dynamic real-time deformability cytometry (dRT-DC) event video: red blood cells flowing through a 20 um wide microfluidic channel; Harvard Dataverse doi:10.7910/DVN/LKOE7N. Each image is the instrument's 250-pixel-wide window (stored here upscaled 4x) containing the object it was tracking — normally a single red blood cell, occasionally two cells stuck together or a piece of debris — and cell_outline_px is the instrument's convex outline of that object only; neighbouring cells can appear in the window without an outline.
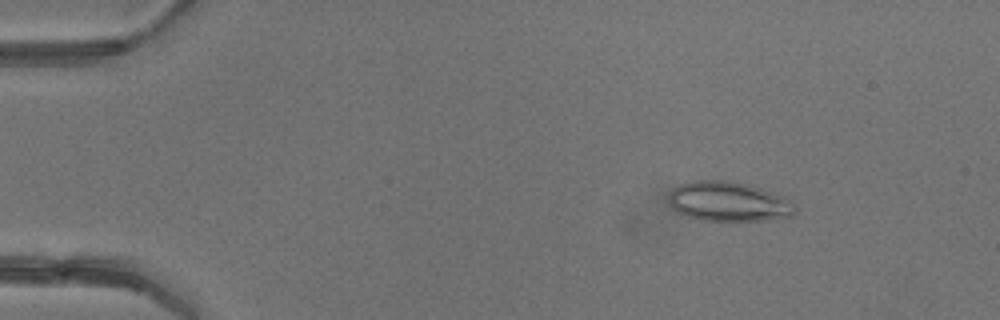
{"species": "common noctule bat (a hibernating species)", "species_latin": "Nyctalus noctula", "temperature_condition": "warm", "stored_images_in_passage": 3, "camera_frame_rate_fps": 3000, "um_per_image_px": 0.085, "animal": {"sex": "female"}, "frame": {"image": 1, "passage_image": 1, "time_ms": 0.0, "image_size_px": [1000, 320], "cell_outline_px": [[796, 212], [792, 216], [768, 220], [700, 220], [676, 212], [672, 208], [668, 200], [668, 192], [672, 188], [688, 180], [732, 180], [788, 196], [792, 200], [796, 208]], "centroid_in_image_um": [61.93, 17.11], "position_along_channel_um": 23.1, "area_um2": 29.82}}